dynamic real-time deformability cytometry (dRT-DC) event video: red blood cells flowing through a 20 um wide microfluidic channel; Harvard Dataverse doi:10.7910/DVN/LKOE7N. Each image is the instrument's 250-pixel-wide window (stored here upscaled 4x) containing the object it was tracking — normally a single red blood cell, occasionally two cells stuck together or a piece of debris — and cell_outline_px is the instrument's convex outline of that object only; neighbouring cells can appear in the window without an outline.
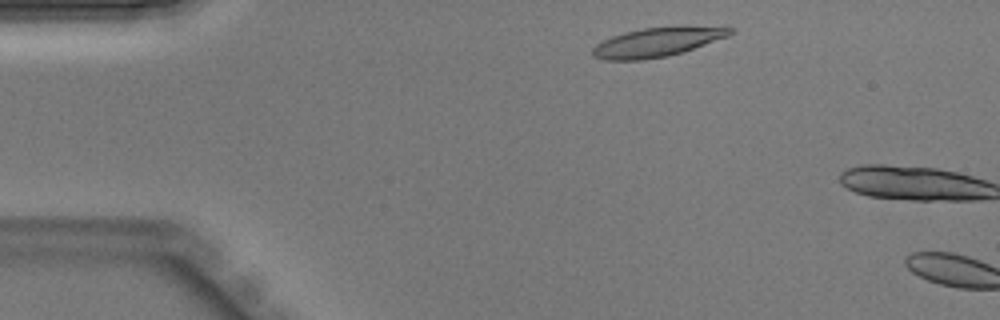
{"species": "Egyptian fruit bat (a non-hibernating species)", "species_latin": "Rousettus aegyptiacus", "temperature_condition": "warm", "stored_images_in_passage": 4, "camera_frame_rate_fps": 3000, "um_per_image_px": 0.085, "animal": {"sex": "male"}, "frame": {"image": 1, "passage_image": 3, "time_ms": 0.667, "image_size_px": [1000, 320], "cell_outline_px": [[736, 32], [728, 36], [668, 56], [644, 60], [604, 60], [592, 56], [592, 48], [596, 44], [612, 36], [624, 32], [644, 28], [732, 28]], "centroid_in_image_um": [55.73, 3.62], "position_along_channel_um": 29.3, "area_um2": 22.43}}